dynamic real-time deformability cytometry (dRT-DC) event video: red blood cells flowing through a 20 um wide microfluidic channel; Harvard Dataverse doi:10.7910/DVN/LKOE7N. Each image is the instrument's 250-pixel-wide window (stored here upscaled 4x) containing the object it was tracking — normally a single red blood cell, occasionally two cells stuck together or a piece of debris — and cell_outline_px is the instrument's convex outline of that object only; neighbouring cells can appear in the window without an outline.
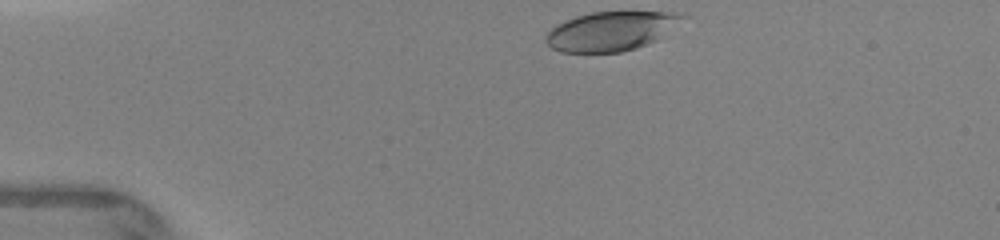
{"species": "human", "species_latin": "Homo sapiens", "temperature_condition": "warm", "stored_images_in_passage": 26, "camera_frame_rate_fps": 3000, "um_per_image_px": 0.085, "donor": {"sex": "female"}, "frame": {"image": 1, "passage_image": 1, "time_ms": 0.0, "image_size_px": [1000, 240], "cell_outline_px": [[684, 16], [656, 40], [636, 48], [620, 52], [560, 52], [552, 48], [544, 40], [544, 36], [556, 24], [564, 20], [576, 16], [592, 12], [684, 12]], "centroid_in_image_um": [51.84, 2.64], "position_along_channel_um": 33.2, "area_um2": 30.75}}
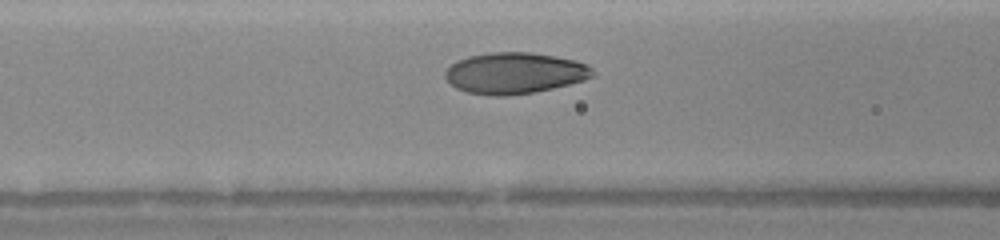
{"frame": {"image": 2, "passage_image": 10, "time_ms": 3.333, "image_size_px": [1000, 240], "cell_outline_px": [[592, 76], [584, 80], [536, 92], [504, 96], [496, 96], [468, 92], [456, 88], [444, 76], [444, 72], [456, 60], [468, 56], [492, 52], [528, 52], [576, 60], [588, 64], [592, 68]], "centroid_in_image_um": [43.73, 6.21], "position_along_channel_um": 122.9, "area_um2": 35.2}}
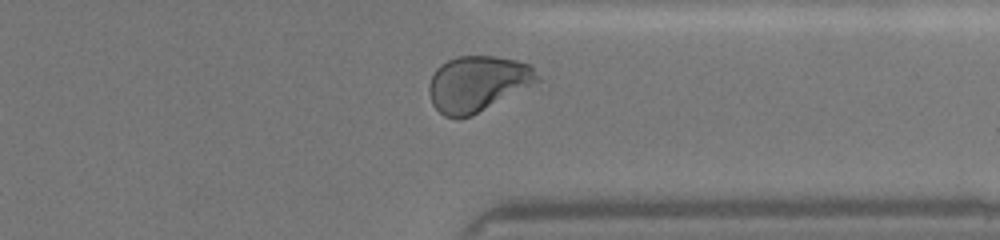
{"frame": {"image": 3, "passage_image": 25, "time_ms": 9.0, "image_size_px": [1000, 240], "cell_outline_px": [[544, 80], [472, 116], [444, 116], [432, 104], [428, 92], [428, 84], [436, 68], [440, 64], [456, 56], [496, 56], [516, 60], [532, 64]], "centroid_in_image_um": [40.65, 7.09], "position_along_channel_um": 370.7, "area_um2": 35.6}}